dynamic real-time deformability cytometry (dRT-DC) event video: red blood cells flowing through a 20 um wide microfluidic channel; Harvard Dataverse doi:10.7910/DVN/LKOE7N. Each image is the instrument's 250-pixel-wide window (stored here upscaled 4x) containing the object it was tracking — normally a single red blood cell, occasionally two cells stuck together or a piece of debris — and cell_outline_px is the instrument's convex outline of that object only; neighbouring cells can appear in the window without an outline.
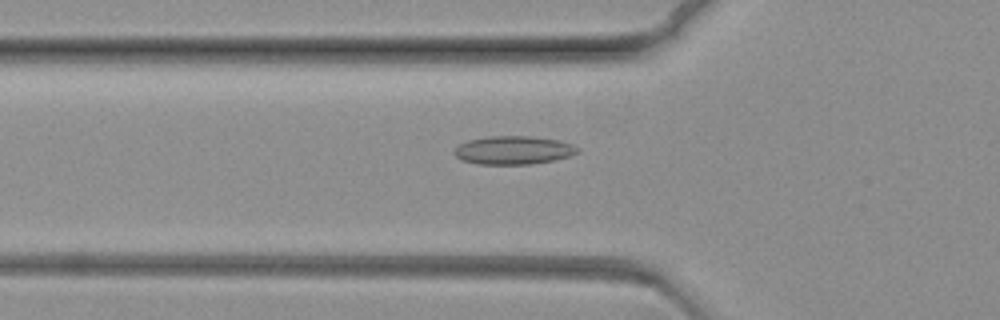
{"species": "common noctule bat (a hibernating species)", "species_latin": "Nyctalus noctula", "temperature_condition": "warm", "stored_images_in_passage": 54, "camera_frame_rate_fps": 3000, "um_per_image_px": 0.085, "animal": {"sex": "female", "body_mass_g": 19.3, "forearm_length_mm": 54.1}, "frame": {"image": 1, "passage_image": 6, "time_ms": 1.667, "image_size_px": [1000, 320], "cell_outline_px": [[580, 148], [576, 152], [568, 156], [552, 160], [532, 164], [476, 164], [460, 160], [452, 152], [460, 144], [468, 140], [488, 136], [528, 136], [556, 140], [572, 144]], "centroid_in_image_um": [43.58, 12.77], "position_along_channel_um": 82.2, "area_um2": 20.23}}
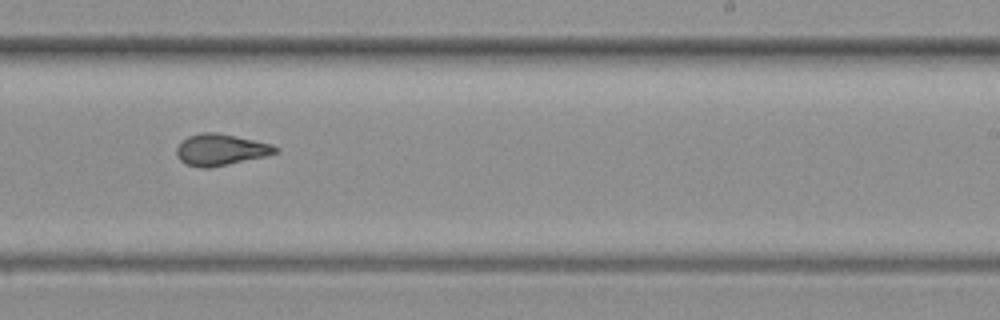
{"frame": {"image": 2, "passage_image": 26, "time_ms": 8.333, "image_size_px": [1000, 320], "cell_outline_px": [[280, 152], [268, 156], [208, 168], [200, 168], [188, 164], [180, 160], [176, 156], [176, 148], [188, 136], [204, 132], [216, 132], [272, 144], [280, 148]], "centroid_in_image_um": [18.8, 12.73], "position_along_channel_um": 270.2, "area_um2": 18.09}}
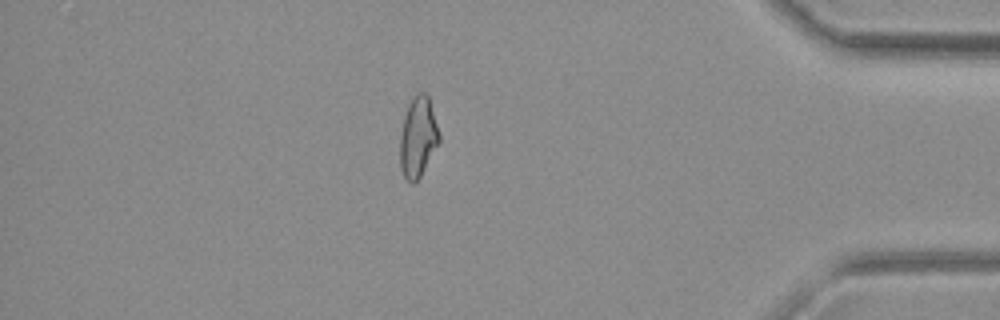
{"frame": {"image": 3, "passage_image": 44, "time_ms": 14.333, "image_size_px": [1000, 320], "cell_outline_px": [[440, 140], [420, 176], [412, 184], [404, 176], [400, 168], [400, 136], [404, 116], [408, 104], [412, 96], [416, 92], [424, 92], [428, 96], [440, 136]], "centroid_in_image_um": [35.51, 11.62], "position_along_channel_um": 399.7, "area_um2": 18.09}}